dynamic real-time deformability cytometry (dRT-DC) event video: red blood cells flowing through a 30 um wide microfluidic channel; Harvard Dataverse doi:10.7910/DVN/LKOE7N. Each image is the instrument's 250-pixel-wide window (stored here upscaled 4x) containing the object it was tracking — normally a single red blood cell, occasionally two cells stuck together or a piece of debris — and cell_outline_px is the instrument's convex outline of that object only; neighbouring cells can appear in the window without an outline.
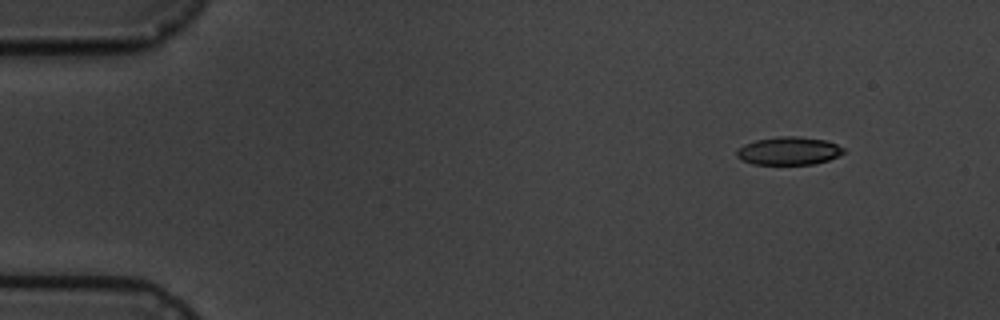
{"species": "common noctule bat (a hibernating species)", "species_latin": "Nyctalus noctula", "temperature_condition": "cold", "stored_images_in_passage": 4, "camera_frame_rate_fps": 3000, "um_per_image_px": 0.085, "animal": {"sex": "male", "body_mass_g": 19.5, "forearm_length_mm": 54.6}, "frame": {"image": 1, "passage_image": 1, "time_ms": 0.0, "image_size_px": [1000, 320], "cell_outline_px": [[844, 152], [828, 160], [812, 164], [752, 164], [736, 156], [736, 152], [744, 144], [756, 140], [780, 136], [796, 136], [824, 140], [836, 144], [844, 148]], "centroid_in_image_um": [67.03, 12.82], "position_along_channel_um": 18.0, "area_um2": 17.17}}
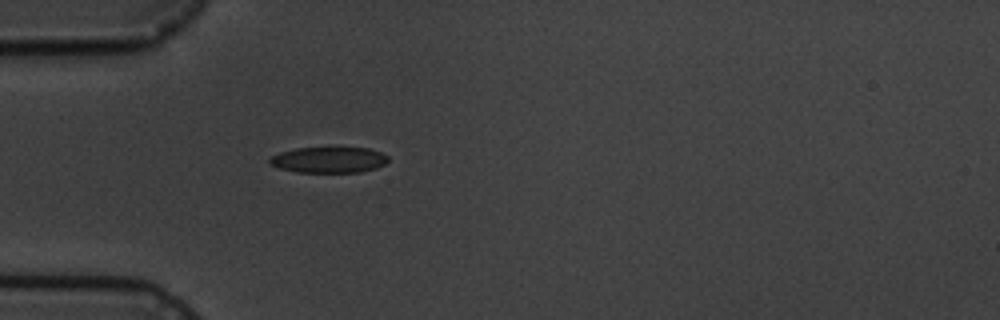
{"frame": {"image": 2, "passage_image": 4, "time_ms": 3.667, "image_size_px": [1000, 320], "cell_outline_px": [[388, 160], [384, 164], [376, 168], [360, 172], [300, 172], [280, 168], [268, 164], [268, 160], [272, 156], [280, 152], [296, 148], [368, 148], [380, 152], [388, 156]], "centroid_in_image_um": [27.94, 13.59], "position_along_channel_um": 57.1, "area_um2": 17.74}}